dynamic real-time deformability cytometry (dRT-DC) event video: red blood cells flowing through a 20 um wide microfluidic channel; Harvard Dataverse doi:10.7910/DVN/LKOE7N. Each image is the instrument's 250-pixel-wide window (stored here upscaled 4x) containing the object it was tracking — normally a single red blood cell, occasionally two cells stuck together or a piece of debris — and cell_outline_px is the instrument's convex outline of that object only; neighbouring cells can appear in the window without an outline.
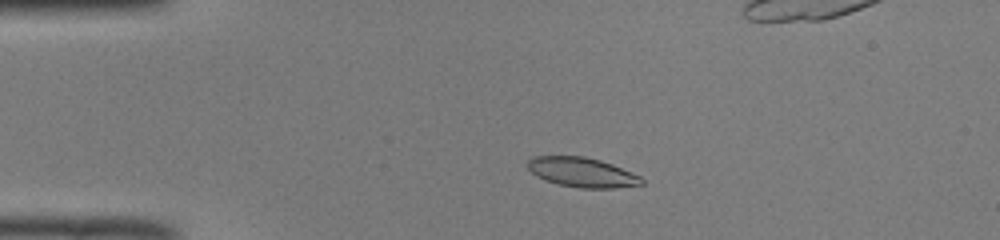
{"species": "common noctule bat (a hibernating species)", "species_latin": "Nyctalus noctula", "temperature_condition": "room temperature", "stored_images_in_passage": 50, "camera_frame_rate_fps": 3000, "um_per_image_px": 0.085, "animal": {"sex": "male", "body_mass_g": 19.0, "forearm_length_mm": 50.8}, "frame": {"image": 1, "passage_image": 9, "time_ms": 2.667, "image_size_px": [1000, 240], "cell_outline_px": [[644, 184], [616, 188], [580, 188], [560, 184], [544, 180], [536, 176], [524, 164], [532, 156], [584, 156], [600, 160], [612, 164], [632, 172], [640, 176], [644, 180]], "centroid_in_image_um": [49.46, 14.64], "position_along_channel_um": 35.5, "area_um2": 19.83}}
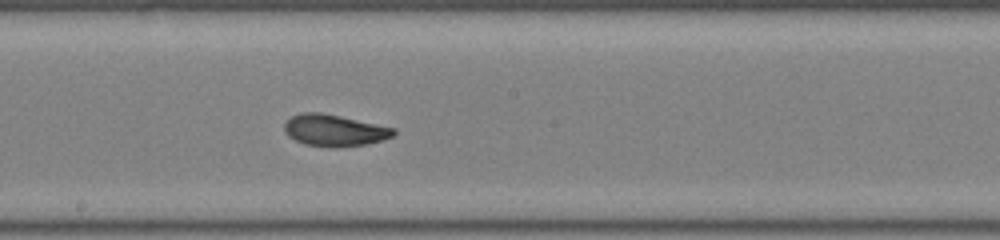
{"frame": {"image": 2, "passage_image": 26, "time_ms": 8.333, "image_size_px": [1000, 240], "cell_outline_px": [[396, 132], [392, 136], [384, 140], [368, 144], [336, 148], [304, 144], [288, 136], [284, 132], [284, 124], [292, 116], [304, 112], [320, 112], [340, 116], [396, 128]], "centroid_in_image_um": [28.44, 11.09], "position_along_channel_um": 219.8, "area_um2": 20.23}}
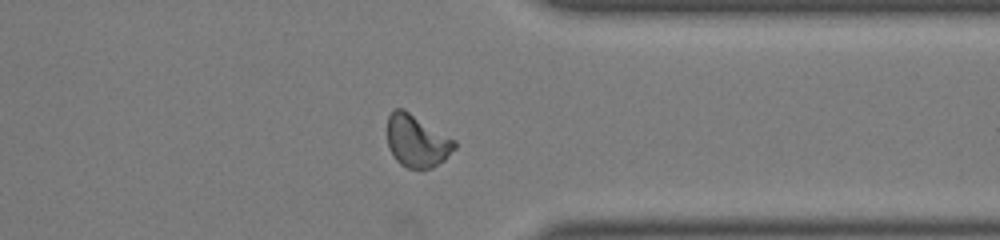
{"frame": {"image": 3, "passage_image": 38, "time_ms": 12.333, "image_size_px": [1000, 240], "cell_outline_px": [[456, 148], [444, 160], [432, 168], [420, 172], [408, 168], [400, 164], [396, 160], [388, 148], [388, 116], [396, 108], [404, 108], [456, 140]], "centroid_in_image_um": [35.45, 12.02], "position_along_channel_um": 376.0, "area_um2": 20.92}, "authors_computed_cell_mechanics": {"area_um2": 19.9988, "velocity_mm_per_s": 3.9848, "shape_relaxation_time_tau1_ms": 8.9913, "shape_relaxation_time_tau2_ms": 1.6253, "deformation_change_tau1": 0.2277, "deformation_change_tau2": 0.068}}